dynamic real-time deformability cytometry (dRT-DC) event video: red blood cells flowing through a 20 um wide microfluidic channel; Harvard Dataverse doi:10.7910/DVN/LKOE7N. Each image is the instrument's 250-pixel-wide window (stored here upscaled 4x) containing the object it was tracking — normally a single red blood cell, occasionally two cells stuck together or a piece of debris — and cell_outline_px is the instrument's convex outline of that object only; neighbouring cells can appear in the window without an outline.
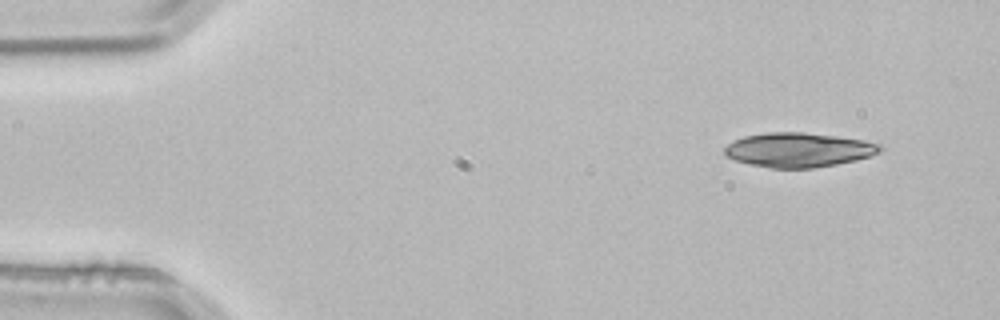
{"species": "common noctule bat (a hibernating species)", "species_latin": "Nyctalus noctula", "temperature_condition": "room temperature", "stored_images_in_passage": 3, "camera_frame_rate_fps": 3000, "um_per_image_px": 0.085, "animal": {"sex": "male", "body_mass_g": 21.5, "forearm_length_mm": 52.0}, "frame": {"image": 1, "passage_image": 1, "time_ms": 0.0, "image_size_px": [1000, 320], "cell_outline_px": [[884, 148], [880, 152], [856, 160], [816, 168], [768, 168], [748, 164], [736, 160], [728, 156], [724, 152], [724, 148], [732, 140], [744, 136], [768, 132], [804, 132], [836, 136], [864, 140], [880, 144]], "centroid_in_image_um": [67.87, 12.74], "position_along_channel_um": 17.1, "area_um2": 31.27}}